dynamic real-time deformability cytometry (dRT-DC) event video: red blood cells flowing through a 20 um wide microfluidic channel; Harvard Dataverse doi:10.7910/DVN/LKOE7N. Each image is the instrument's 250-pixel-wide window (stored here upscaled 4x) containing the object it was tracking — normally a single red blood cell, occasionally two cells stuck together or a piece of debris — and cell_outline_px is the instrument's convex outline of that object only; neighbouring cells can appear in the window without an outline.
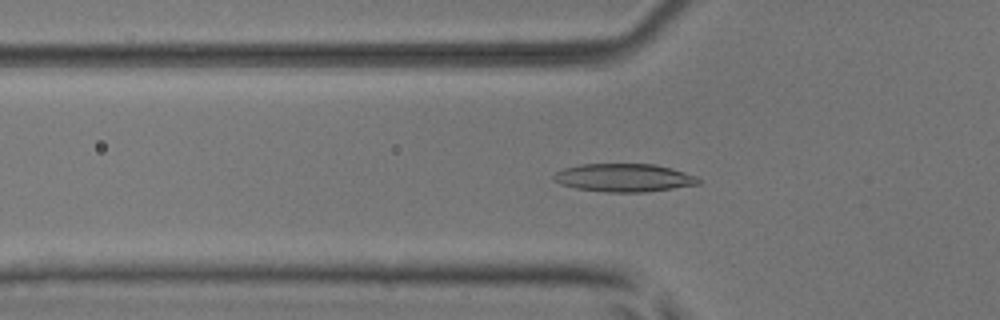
{"species": "common noctule bat (a hibernating species)", "species_latin": "Nyctalus noctula", "temperature_condition": "room temperature", "stored_images_in_passage": 51, "camera_frame_rate_fps": 3000, "um_per_image_px": 0.085, "animal": {"sex": "male", "body_mass_g": 17.9, "forearm_length_mm": 54.2}, "frame": {"image": 1, "passage_image": 17, "time_ms": 5.333, "image_size_px": [1000, 320], "cell_outline_px": [[700, 184], [644, 192], [608, 192], [576, 188], [560, 184], [552, 180], [552, 176], [556, 172], [564, 168], [580, 164], [656, 164], [672, 168], [696, 176], [700, 180]], "centroid_in_image_um": [53.01, 15.1], "position_along_channel_um": 72.8, "area_um2": 23.7}}
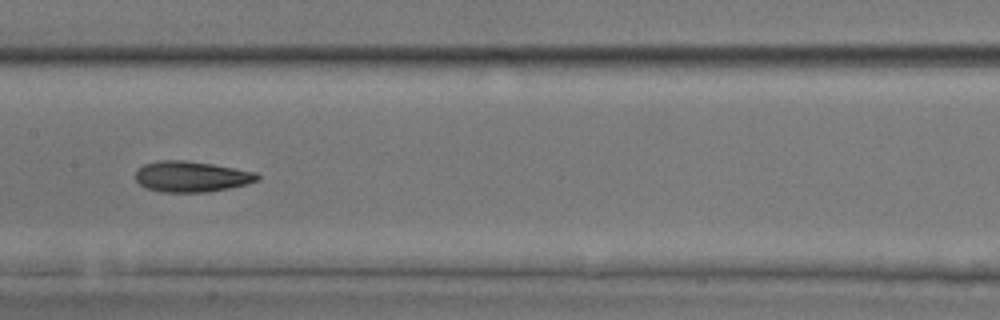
{"frame": {"image": 2, "passage_image": 26, "time_ms": 8.333, "image_size_px": [1000, 320], "cell_outline_px": [[260, 180], [248, 184], [208, 192], [160, 192], [144, 188], [136, 180], [136, 172], [144, 164], [160, 160], [184, 160], [212, 164], [256, 172], [260, 176]], "centroid_in_image_um": [16.28, 15.02], "position_along_channel_um": 191.1, "area_um2": 21.91}}
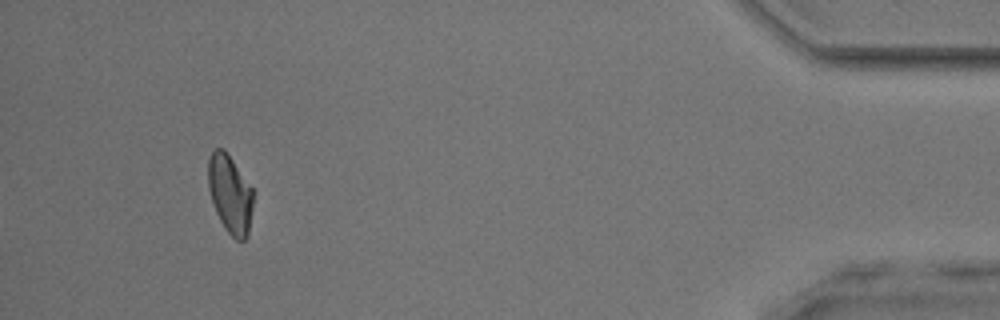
{"frame": {"image": 3, "passage_image": 48, "time_ms": 15.667, "image_size_px": [1000, 320], "cell_outline_px": [[256, 192], [248, 236], [244, 240], [236, 240], [224, 228], [216, 212], [208, 188], [208, 160], [212, 152], [216, 148], [224, 148]], "centroid_in_image_um": [19.6, 16.5], "position_along_channel_um": 415.6, "area_um2": 20.98}, "authors_computed_cell_mechanics": {"area_um2": 21.7906, "velocity_mm_per_s": 3.9448, "shape_relaxation_time_tau1_ms": 4.3953, "shape_relaxation_time_tau2_ms": 2.6733, "deformation_change_tau1": 0.1402, "deformation_change_tau2": 0.0875}}